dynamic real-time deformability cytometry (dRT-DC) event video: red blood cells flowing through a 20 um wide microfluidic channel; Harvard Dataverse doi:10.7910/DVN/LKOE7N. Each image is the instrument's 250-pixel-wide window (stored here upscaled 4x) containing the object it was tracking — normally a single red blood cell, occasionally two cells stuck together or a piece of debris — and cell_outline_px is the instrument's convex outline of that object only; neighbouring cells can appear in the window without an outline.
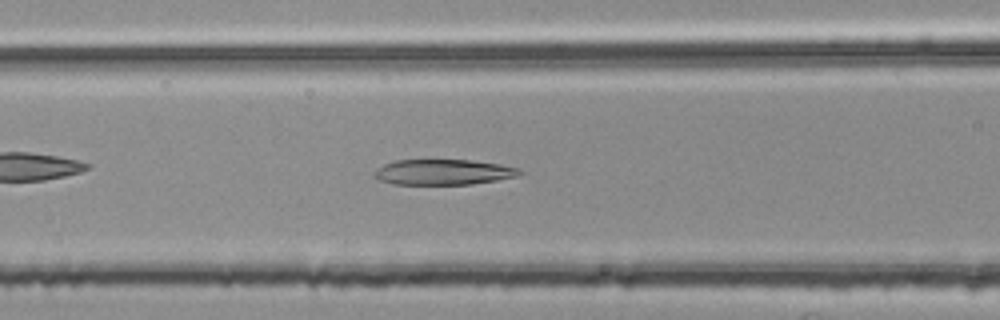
{"species": "common noctule bat (a hibernating species)", "species_latin": "Nyctalus noctula", "temperature_condition": "room temperature", "stored_images_in_passage": 39, "camera_frame_rate_fps": 3000, "um_per_image_px": 0.085, "animal": {"sex": "female", "body_mass_g": 25.1}, "frame": {"image": 1, "passage_image": 9, "time_ms": 2.667, "image_size_px": [1000, 320], "cell_outline_px": [[524, 172], [520, 176], [472, 184], [392, 184], [380, 180], [372, 176], [372, 172], [376, 168], [384, 164], [396, 160], [472, 160], [500, 164], [520, 168]], "centroid_in_image_um": [37.69, 14.62], "position_along_channel_um": 128.9, "area_um2": 21.79}}
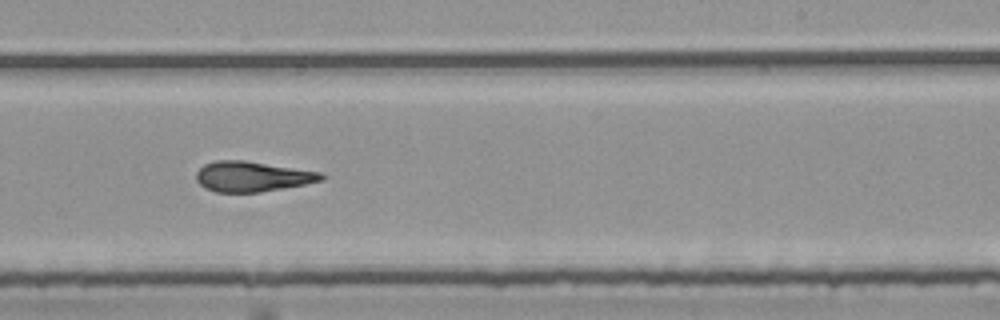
{"frame": {"image": 2, "passage_image": 20, "time_ms": 6.333, "image_size_px": [1000, 320], "cell_outline_px": [[328, 176], [324, 180], [304, 184], [260, 192], [216, 192], [204, 188], [196, 180], [196, 172], [204, 164], [216, 160], [244, 160], [324, 172]], "centroid_in_image_um": [21.47, 14.99], "position_along_channel_um": 267.5, "area_um2": 22.25}}
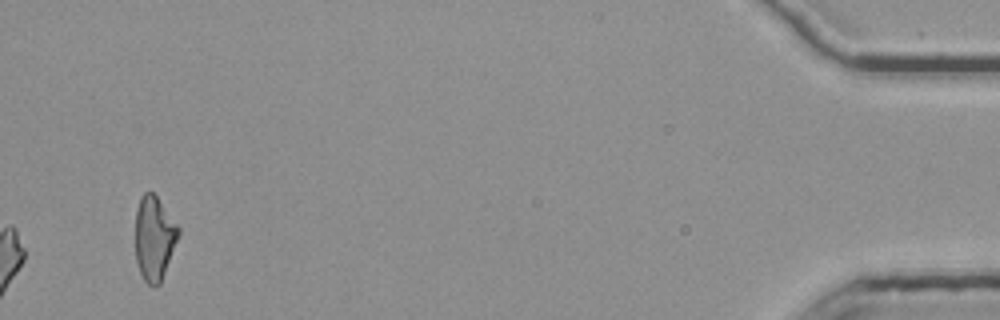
{"frame": {"image": 3, "passage_image": 39, "time_ms": 12.667, "image_size_px": [1000, 320], "cell_outline_px": [[180, 232], [160, 284], [152, 288], [144, 280], [136, 264], [136, 208], [140, 196], [144, 192], [152, 192], [156, 196], [180, 228]], "centroid_in_image_um": [13.09, 20.25], "position_along_channel_um": 422.1, "area_um2": 21.04}, "authors_computed_cell_mechanics": {"area_um2": 22.0796, "velocity_mm_per_s": 3.7908, "shape_relaxation_time_tau1_ms": null, "shape_relaxation_time_tau2_ms": 4.9493, "deformation_change_tau1": null, "deformation_change_tau2": 0.1702}}